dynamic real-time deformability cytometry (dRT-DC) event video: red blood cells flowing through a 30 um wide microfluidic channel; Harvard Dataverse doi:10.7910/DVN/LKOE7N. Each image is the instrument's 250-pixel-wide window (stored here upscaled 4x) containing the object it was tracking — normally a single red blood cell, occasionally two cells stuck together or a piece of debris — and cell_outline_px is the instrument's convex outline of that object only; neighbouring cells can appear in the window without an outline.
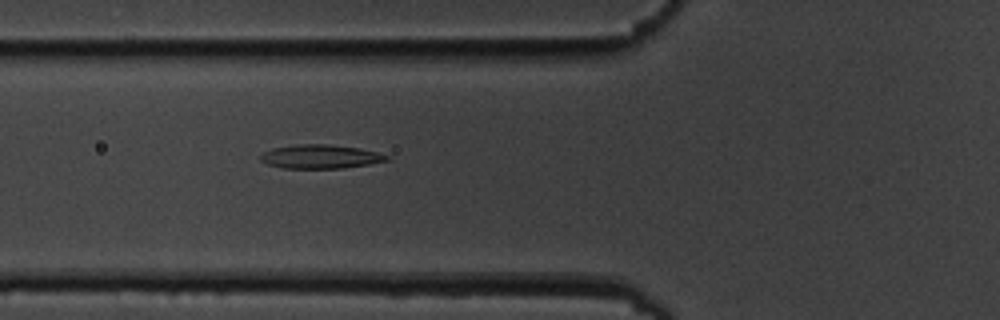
{"species": "common noctule bat (a hibernating species)", "species_latin": "Nyctalus noctula", "temperature_condition": "cold", "stored_images_in_passage": 6, "camera_frame_rate_fps": 3000, "um_per_image_px": 0.085, "animal": {"sex": "male", "body_mass_g": 19.5, "forearm_length_mm": 54.6}, "frame": {"image": 1, "passage_image": 6, "time_ms": 6.667, "image_size_px": [1000, 320], "cell_outline_px": [[388, 160], [368, 164], [344, 168], [280, 168], [268, 164], [260, 160], [260, 156], [264, 152], [272, 148], [296, 144], [328, 144], [360, 148], [376, 152], [388, 156]], "centroid_in_image_um": [27.19, 13.31], "position_along_channel_um": 98.6, "area_um2": 17.46}}